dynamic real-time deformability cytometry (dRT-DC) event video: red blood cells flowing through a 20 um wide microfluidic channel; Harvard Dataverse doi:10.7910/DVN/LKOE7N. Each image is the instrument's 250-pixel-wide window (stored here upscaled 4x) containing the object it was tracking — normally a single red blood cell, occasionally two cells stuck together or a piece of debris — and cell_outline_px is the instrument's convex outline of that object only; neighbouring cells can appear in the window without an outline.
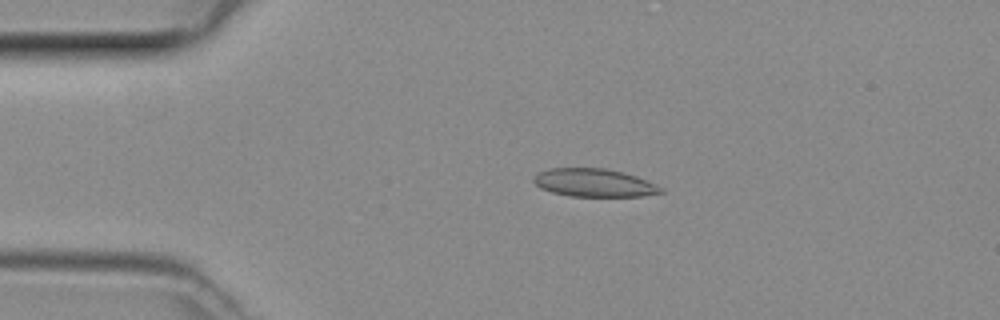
{"species": "common noctule bat (a hibernating species)", "species_latin": "Nyctalus noctula", "temperature_condition": "room temperature", "stored_images_in_passage": 14, "camera_frame_rate_fps": 3000, "um_per_image_px": 0.085, "animal": {"sex": "female", "body_mass_g": 29.2, "forearm_length_mm": 56.3}, "frame": {"image": 1, "passage_image": 10, "time_ms": 3.0, "image_size_px": [1000, 320], "cell_outline_px": [[664, 192], [644, 196], [572, 196], [552, 192], [540, 188], [532, 180], [540, 172], [548, 168], [604, 168], [636, 176], [656, 184], [664, 188]], "centroid_in_image_um": [50.52, 15.54], "position_along_channel_um": 34.5, "area_um2": 20.63}}